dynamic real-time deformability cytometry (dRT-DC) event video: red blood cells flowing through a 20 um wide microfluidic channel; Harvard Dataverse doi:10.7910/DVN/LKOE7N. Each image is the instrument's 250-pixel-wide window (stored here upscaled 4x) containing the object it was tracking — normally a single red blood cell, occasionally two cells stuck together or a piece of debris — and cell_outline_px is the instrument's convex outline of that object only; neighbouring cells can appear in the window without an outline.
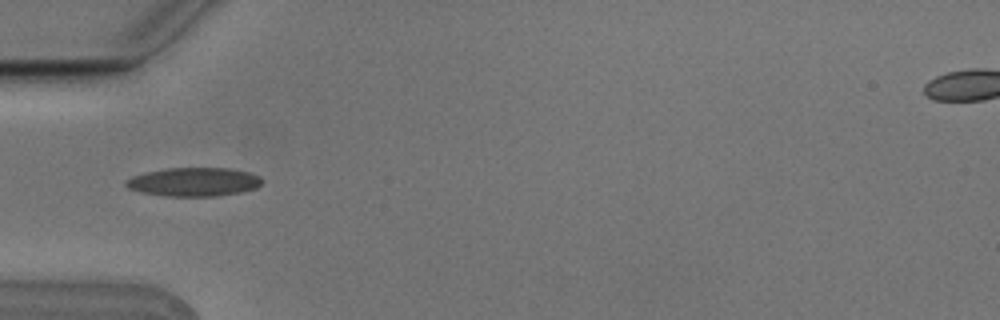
{"species": "Egyptian fruit bat (a non-hibernating species)", "species_latin": "Rousettus aegyptiacus", "temperature_condition": "cold", "stored_images_in_passage": 7, "camera_frame_rate_fps": 3000, "um_per_image_px": 0.085, "animal": {"sex": "male"}, "frame": {"image": 1, "passage_image": 5, "time_ms": 1.333, "image_size_px": [1000, 320], "cell_outline_px": [[260, 184], [256, 188], [240, 192], [216, 196], [164, 196], [140, 192], [128, 188], [124, 184], [124, 180], [132, 176], [144, 172], [168, 168], [228, 168], [248, 172], [260, 176]], "centroid_in_image_um": [16.41, 15.46], "position_along_channel_um": 68.6, "area_um2": 22.77}}
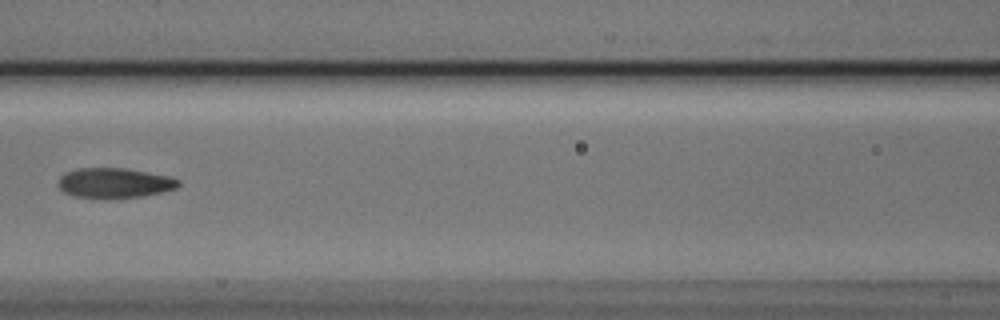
{"frame": {"image": 2, "passage_image": 7, "time_ms": 2.0, "image_size_px": [1000, 320], "cell_outline_px": [[180, 184], [176, 188], [144, 196], [72, 196], [64, 192], [60, 188], [60, 176], [64, 172], [76, 168], [124, 168], [168, 176], [180, 180]], "centroid_in_image_um": [9.73, 15.51], "position_along_channel_um": 156.9, "area_um2": 20.29}}